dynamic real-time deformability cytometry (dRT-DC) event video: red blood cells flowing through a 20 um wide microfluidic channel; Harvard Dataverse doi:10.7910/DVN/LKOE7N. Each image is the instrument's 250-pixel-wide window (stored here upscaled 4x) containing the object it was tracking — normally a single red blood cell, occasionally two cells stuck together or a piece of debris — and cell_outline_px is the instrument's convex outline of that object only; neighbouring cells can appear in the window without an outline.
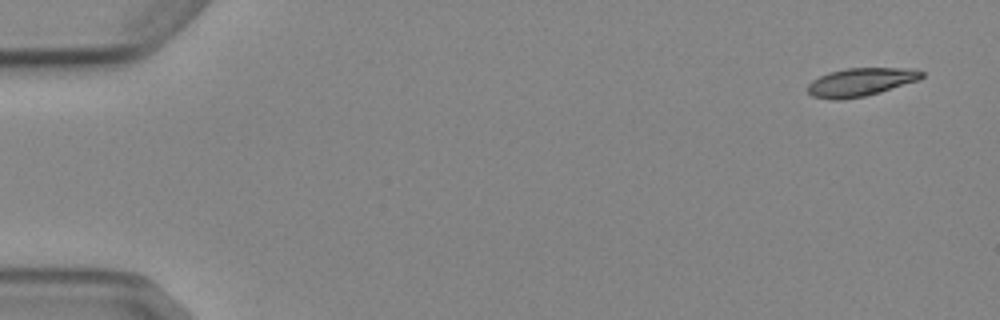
{"species": "Egyptian fruit bat (a non-hibernating species)", "species_latin": "Rousettus aegyptiacus", "temperature_condition": "cold", "stored_images_in_passage": 6, "camera_frame_rate_fps": 3000, "um_per_image_px": 0.085, "animal": {"sex": "female"}, "frame": {"image": 1, "passage_image": 1, "time_ms": 0.0, "image_size_px": [1000, 320], "cell_outline_px": [[924, 76], [920, 80], [880, 92], [864, 96], [840, 100], [832, 100], [812, 96], [808, 92], [808, 84], [812, 80], [828, 72], [848, 68], [904, 68], [924, 72]], "centroid_in_image_um": [73.15, 6.98], "position_along_channel_um": 11.9, "area_um2": 18.73}}
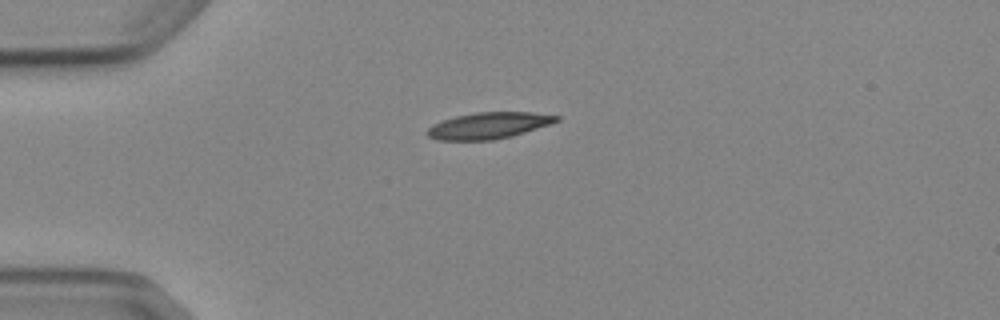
{"frame": {"image": 2, "passage_image": 4, "time_ms": 3.667, "image_size_px": [1000, 320], "cell_outline_px": [[560, 120], [552, 124], [512, 136], [492, 140], [436, 140], [428, 136], [424, 132], [432, 124], [456, 116], [476, 112], [532, 112], [560, 116]], "centroid_in_image_um": [41.54, 10.67], "position_along_channel_um": 43.5, "area_um2": 20.0}}
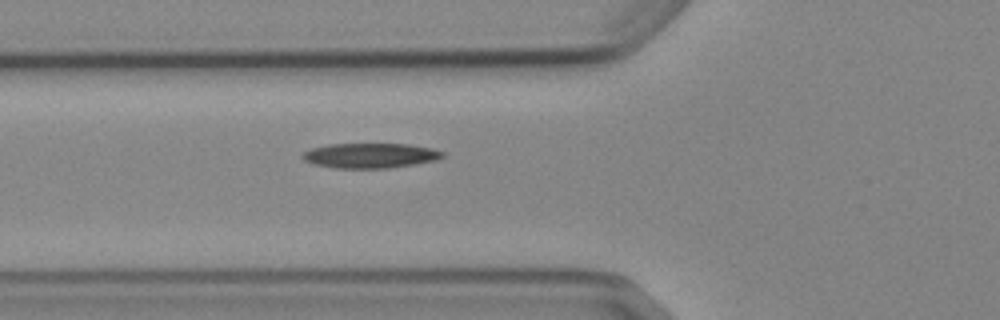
{"frame": {"image": 3, "passage_image": 6, "time_ms": 5.667, "image_size_px": [1000, 320], "cell_outline_px": [[444, 156], [436, 160], [416, 164], [388, 168], [336, 168], [316, 164], [304, 160], [300, 156], [304, 152], [312, 148], [328, 144], [408, 144], [432, 148], [444, 152]], "centroid_in_image_um": [31.49, 13.22], "position_along_channel_um": 94.3, "area_um2": 20.29}}